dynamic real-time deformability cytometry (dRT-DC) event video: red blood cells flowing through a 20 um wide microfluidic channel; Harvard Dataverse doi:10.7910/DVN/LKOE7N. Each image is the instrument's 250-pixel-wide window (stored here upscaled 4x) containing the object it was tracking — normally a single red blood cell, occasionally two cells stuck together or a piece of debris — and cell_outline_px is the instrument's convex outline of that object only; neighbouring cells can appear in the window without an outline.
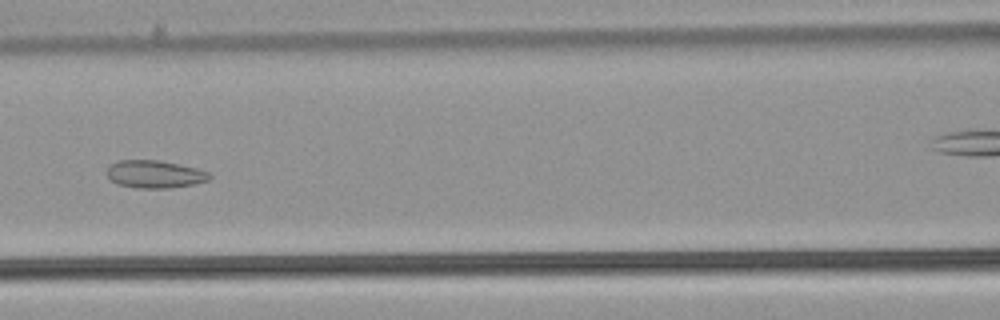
{"species": "common noctule bat (a hibernating species)", "species_latin": "Nyctalus noctula", "temperature_condition": "warm", "stored_images_in_passage": 56, "camera_frame_rate_fps": 3000, "um_per_image_px": 0.085, "animal": {"sex": "male", "body_mass_g": 21.5, "forearm_length_mm": 52.0}, "frame": {"image": 1, "passage_image": 26, "time_ms": 8.333, "image_size_px": [1000, 320], "cell_outline_px": [[212, 176], [208, 180], [192, 184], [168, 188], [136, 188], [116, 184], [108, 176], [108, 168], [112, 164], [120, 160], [160, 160], [196, 168], [208, 172]], "centroid_in_image_um": [13.15, 14.81], "position_along_channel_um": 153.4, "area_um2": 16.36}}
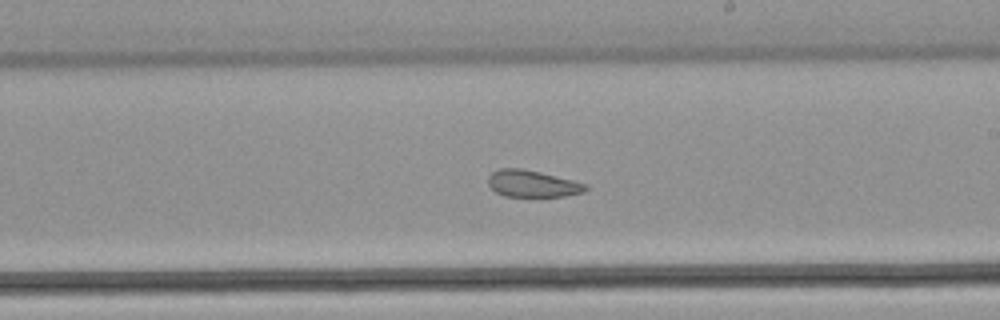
{"frame": {"image": 2, "passage_image": 33, "time_ms": 10.667, "image_size_px": [1000, 320], "cell_outline_px": [[588, 188], [584, 192], [564, 196], [504, 196], [496, 192], [488, 184], [488, 176], [492, 172], [500, 168], [520, 168], [540, 172], [588, 184]], "centroid_in_image_um": [45.25, 15.61], "position_along_channel_um": 243.8, "area_um2": 15.14}}
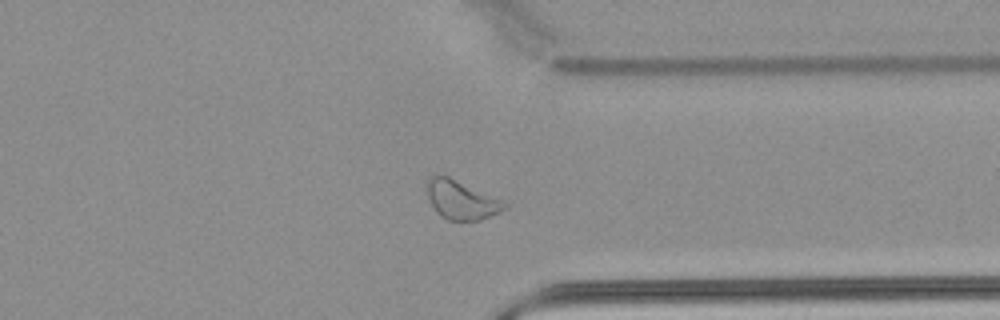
{"frame": {"image": 3, "passage_image": 43, "time_ms": 14.0, "image_size_px": [1000, 320], "cell_outline_px": [[508, 208], [480, 220], [448, 220], [440, 216], [436, 212], [424, 188], [428, 180], [432, 176], [448, 176], [500, 200], [508, 204]], "centroid_in_image_um": [39.17, 17.01], "position_along_channel_um": 372.2, "area_um2": 17.17}, "authors_computed_cell_mechanics": {"area_um2": 20.9814, "velocity_mm_per_s": 3.8842, "shape_relaxation_time_tau1_ms": null, "shape_relaxation_time_tau2_ms": 2.0999, "deformation_change_tau1": null, "deformation_change_tau2": 0.0818}}